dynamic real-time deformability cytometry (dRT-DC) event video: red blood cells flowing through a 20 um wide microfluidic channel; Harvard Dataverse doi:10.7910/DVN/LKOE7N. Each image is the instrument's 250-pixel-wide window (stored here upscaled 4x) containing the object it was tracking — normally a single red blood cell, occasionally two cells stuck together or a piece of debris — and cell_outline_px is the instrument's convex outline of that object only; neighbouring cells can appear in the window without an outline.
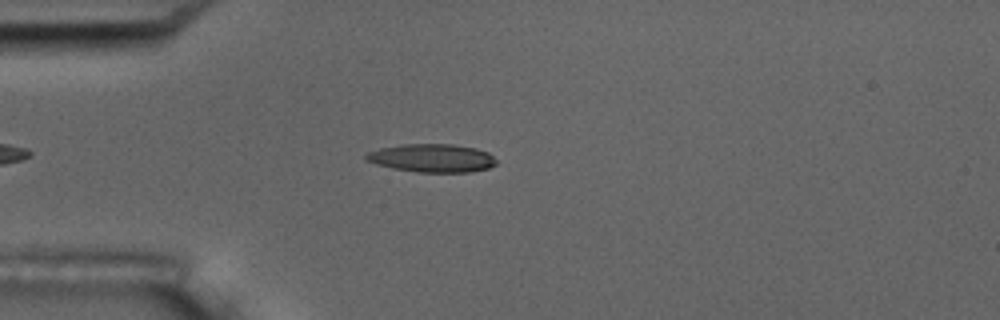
{"species": "common noctule bat (a hibernating species)", "species_latin": "Nyctalus noctula", "temperature_condition": "room temperature", "stored_images_in_passage": 4, "camera_frame_rate_fps": 3000, "um_per_image_px": 0.085, "animal": {"sex": "male", "body_mass_g": 17.5, "forearm_length_mm": 52.3}, "frame": {"image": 1, "passage_image": 4, "time_ms": 4.333, "image_size_px": [1000, 320], "cell_outline_px": [[496, 164], [488, 168], [472, 172], [420, 172], [392, 168], [376, 164], [364, 160], [364, 156], [368, 152], [380, 148], [400, 144], [452, 144], [476, 148], [488, 152], [496, 160]], "centroid_in_image_um": [36.71, 13.43], "position_along_channel_um": 48.3, "area_um2": 21.5}}